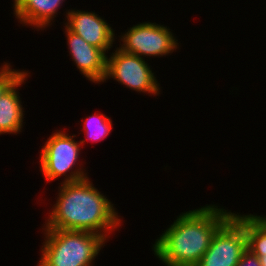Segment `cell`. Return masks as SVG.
<instances>
[{
  "label": "cell",
  "mask_w": 266,
  "mask_h": 266,
  "mask_svg": "<svg viewBox=\"0 0 266 266\" xmlns=\"http://www.w3.org/2000/svg\"><path fill=\"white\" fill-rule=\"evenodd\" d=\"M59 184L56 202L42 229L91 232L108 241L112 232L122 226L117 208L89 177Z\"/></svg>",
  "instance_id": "1"
},
{
  "label": "cell",
  "mask_w": 266,
  "mask_h": 266,
  "mask_svg": "<svg viewBox=\"0 0 266 266\" xmlns=\"http://www.w3.org/2000/svg\"><path fill=\"white\" fill-rule=\"evenodd\" d=\"M233 213L217 204L180 213L152 244L154 256L165 266H195Z\"/></svg>",
  "instance_id": "2"
},
{
  "label": "cell",
  "mask_w": 266,
  "mask_h": 266,
  "mask_svg": "<svg viewBox=\"0 0 266 266\" xmlns=\"http://www.w3.org/2000/svg\"><path fill=\"white\" fill-rule=\"evenodd\" d=\"M44 241L37 266H93L107 241L85 231L43 229Z\"/></svg>",
  "instance_id": "3"
},
{
  "label": "cell",
  "mask_w": 266,
  "mask_h": 266,
  "mask_svg": "<svg viewBox=\"0 0 266 266\" xmlns=\"http://www.w3.org/2000/svg\"><path fill=\"white\" fill-rule=\"evenodd\" d=\"M55 131L47 138L39 154V168L44 180L51 183L64 176L61 183H69L87 178L88 172L82 162L79 164L82 144L74 139L76 135H68L63 130Z\"/></svg>",
  "instance_id": "4"
},
{
  "label": "cell",
  "mask_w": 266,
  "mask_h": 266,
  "mask_svg": "<svg viewBox=\"0 0 266 266\" xmlns=\"http://www.w3.org/2000/svg\"><path fill=\"white\" fill-rule=\"evenodd\" d=\"M107 55L106 76L104 82L113 79L130 90L151 96L160 95L161 87L151 66L134 54L123 52L118 47Z\"/></svg>",
  "instance_id": "5"
},
{
  "label": "cell",
  "mask_w": 266,
  "mask_h": 266,
  "mask_svg": "<svg viewBox=\"0 0 266 266\" xmlns=\"http://www.w3.org/2000/svg\"><path fill=\"white\" fill-rule=\"evenodd\" d=\"M127 31V32H126ZM120 37L119 49L141 58L162 57L179 49V43L172 30L156 22H142L128 28Z\"/></svg>",
  "instance_id": "6"
},
{
  "label": "cell",
  "mask_w": 266,
  "mask_h": 266,
  "mask_svg": "<svg viewBox=\"0 0 266 266\" xmlns=\"http://www.w3.org/2000/svg\"><path fill=\"white\" fill-rule=\"evenodd\" d=\"M246 248L244 214L235 212L216 231L209 248L195 266H237Z\"/></svg>",
  "instance_id": "7"
},
{
  "label": "cell",
  "mask_w": 266,
  "mask_h": 266,
  "mask_svg": "<svg viewBox=\"0 0 266 266\" xmlns=\"http://www.w3.org/2000/svg\"><path fill=\"white\" fill-rule=\"evenodd\" d=\"M65 17L67 21L64 25L90 45L101 49L106 55L113 48L117 39L115 30L97 13L72 8L66 10Z\"/></svg>",
  "instance_id": "8"
},
{
  "label": "cell",
  "mask_w": 266,
  "mask_h": 266,
  "mask_svg": "<svg viewBox=\"0 0 266 266\" xmlns=\"http://www.w3.org/2000/svg\"><path fill=\"white\" fill-rule=\"evenodd\" d=\"M69 55L80 74L88 81L103 84L106 76L107 55L99 48L90 45L82 37L64 26Z\"/></svg>",
  "instance_id": "9"
},
{
  "label": "cell",
  "mask_w": 266,
  "mask_h": 266,
  "mask_svg": "<svg viewBox=\"0 0 266 266\" xmlns=\"http://www.w3.org/2000/svg\"><path fill=\"white\" fill-rule=\"evenodd\" d=\"M13 14L22 26L43 31L52 25L65 0H13Z\"/></svg>",
  "instance_id": "10"
},
{
  "label": "cell",
  "mask_w": 266,
  "mask_h": 266,
  "mask_svg": "<svg viewBox=\"0 0 266 266\" xmlns=\"http://www.w3.org/2000/svg\"><path fill=\"white\" fill-rule=\"evenodd\" d=\"M29 74L26 70L0 97V135L22 132L26 122H23L25 111L18 88L25 84Z\"/></svg>",
  "instance_id": "11"
},
{
  "label": "cell",
  "mask_w": 266,
  "mask_h": 266,
  "mask_svg": "<svg viewBox=\"0 0 266 266\" xmlns=\"http://www.w3.org/2000/svg\"><path fill=\"white\" fill-rule=\"evenodd\" d=\"M247 248L255 255L266 254V215L244 214Z\"/></svg>",
  "instance_id": "12"
},
{
  "label": "cell",
  "mask_w": 266,
  "mask_h": 266,
  "mask_svg": "<svg viewBox=\"0 0 266 266\" xmlns=\"http://www.w3.org/2000/svg\"><path fill=\"white\" fill-rule=\"evenodd\" d=\"M86 120L82 119V128L85 133L86 139L80 138V143H85L86 140L93 141V142H101L103 139L108 137V135L111 133V130L113 128L112 126V120L109 118V116H106L102 113H96L89 115L85 118Z\"/></svg>",
  "instance_id": "13"
},
{
  "label": "cell",
  "mask_w": 266,
  "mask_h": 266,
  "mask_svg": "<svg viewBox=\"0 0 266 266\" xmlns=\"http://www.w3.org/2000/svg\"><path fill=\"white\" fill-rule=\"evenodd\" d=\"M25 71L12 69L10 63L0 70V97Z\"/></svg>",
  "instance_id": "14"
},
{
  "label": "cell",
  "mask_w": 266,
  "mask_h": 266,
  "mask_svg": "<svg viewBox=\"0 0 266 266\" xmlns=\"http://www.w3.org/2000/svg\"><path fill=\"white\" fill-rule=\"evenodd\" d=\"M237 266H261V264L259 258L251 250L246 248L238 261Z\"/></svg>",
  "instance_id": "15"
},
{
  "label": "cell",
  "mask_w": 266,
  "mask_h": 266,
  "mask_svg": "<svg viewBox=\"0 0 266 266\" xmlns=\"http://www.w3.org/2000/svg\"><path fill=\"white\" fill-rule=\"evenodd\" d=\"M259 258L261 266H266V254L256 255Z\"/></svg>",
  "instance_id": "16"
},
{
  "label": "cell",
  "mask_w": 266,
  "mask_h": 266,
  "mask_svg": "<svg viewBox=\"0 0 266 266\" xmlns=\"http://www.w3.org/2000/svg\"><path fill=\"white\" fill-rule=\"evenodd\" d=\"M7 64V62H4L2 66L0 67V70Z\"/></svg>",
  "instance_id": "17"
}]
</instances>
